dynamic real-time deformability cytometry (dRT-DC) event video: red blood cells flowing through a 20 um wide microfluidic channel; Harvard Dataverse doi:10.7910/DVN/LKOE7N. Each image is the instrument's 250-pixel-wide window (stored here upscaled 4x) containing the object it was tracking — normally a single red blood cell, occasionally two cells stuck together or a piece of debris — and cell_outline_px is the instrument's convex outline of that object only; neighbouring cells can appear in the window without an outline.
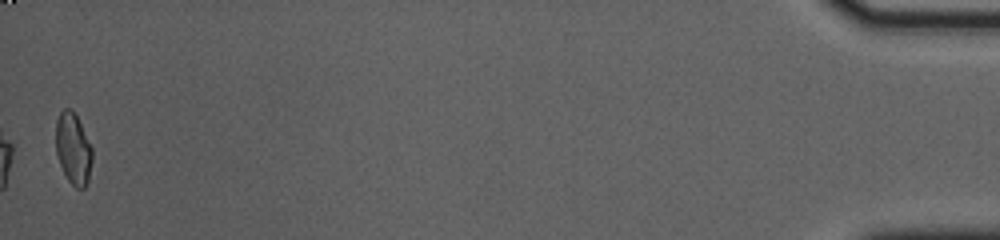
{"species": "common noctule bat (a hibernating species)", "species_latin": "Nyctalus noctula", "temperature_condition": "cold", "stored_images_in_passage": 40, "camera_frame_rate_fps": 3000, "um_per_image_px": 0.085, "animal": {"sex": "female", "body_mass_g": 23.0, "forearm_length_mm": 53.4}, "frame": {"image": 1, "passage_image": 40, "time_ms": 13.0, "image_size_px": [1000, 240], "cell_outline_px": [[92, 160], [88, 180], [84, 188], [76, 188], [68, 180], [60, 164], [56, 152], [56, 120], [60, 112], [64, 108], [72, 108], [92, 148]], "centroid_in_image_um": [6.21, 12.63], "position_along_channel_um": 429.0, "area_um2": 14.97}, "authors_computed_cell_mechanics": {"area_um2": 15.7505, "velocity_mm_per_s": 3.7108, "shape_relaxation_time_tau1_ms": 11.1956, "shape_relaxation_time_tau2_ms": 1.833, "deformation_change_tau1": 0.216, "deformation_change_tau2": 0.0628}}